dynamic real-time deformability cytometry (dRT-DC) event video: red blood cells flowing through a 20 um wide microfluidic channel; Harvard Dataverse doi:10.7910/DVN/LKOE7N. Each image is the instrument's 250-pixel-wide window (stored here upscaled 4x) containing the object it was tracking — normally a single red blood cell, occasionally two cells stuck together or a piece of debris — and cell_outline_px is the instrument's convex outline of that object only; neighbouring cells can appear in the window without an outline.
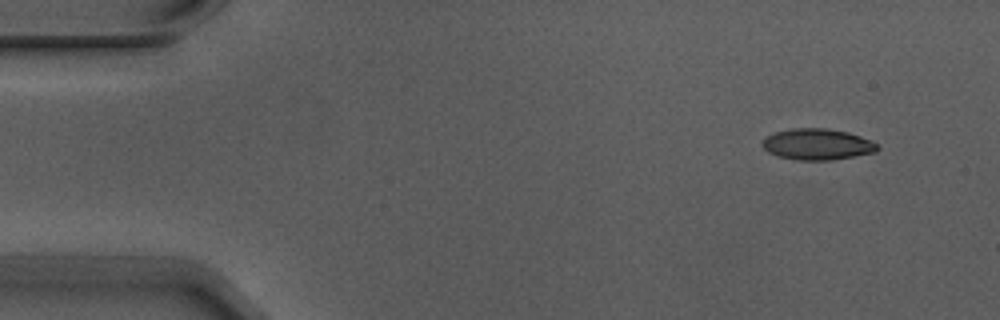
{"species": "Egyptian fruit bat (a non-hibernating species)", "species_latin": "Rousettus aegyptiacus", "temperature_condition": "warm", "stored_images_in_passage": 5, "segment_of_instrument_passage": [2, 2], "camera_frame_rate_fps": 3000, "um_per_image_px": 0.085, "animal": {"sex": "male"}, "frame": {"image": 1, "passage_image": 5, "time_ms": 1.333, "image_size_px": [1000, 320], "cell_outline_px": [[880, 148], [876, 152], [832, 160], [796, 160], [776, 156], [768, 152], [764, 148], [764, 140], [768, 136], [776, 132], [792, 128], [824, 128], [848, 132], [860, 136], [880, 144]], "centroid_in_image_um": [69.52, 12.27], "position_along_channel_um": 15.5, "area_um2": 20.87}}